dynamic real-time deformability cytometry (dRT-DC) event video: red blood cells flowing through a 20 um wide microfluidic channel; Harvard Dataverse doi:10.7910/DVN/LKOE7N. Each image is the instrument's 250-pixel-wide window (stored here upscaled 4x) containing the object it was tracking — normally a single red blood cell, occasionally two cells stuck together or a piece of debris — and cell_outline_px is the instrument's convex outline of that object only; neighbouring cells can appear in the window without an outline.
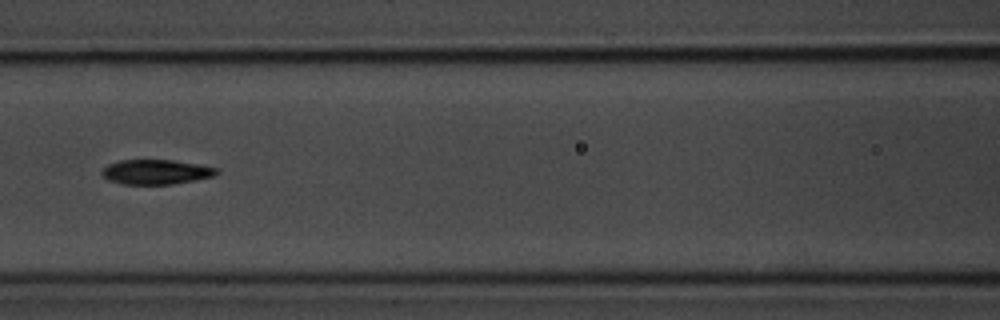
{"species": "common noctule bat (a hibernating species)", "species_latin": "Nyctalus noctula", "temperature_condition": "room temperature", "stored_images_in_passage": 5, "camera_frame_rate_fps": 3000, "um_per_image_px": 0.085, "animal": {"sex": "male", "body_mass_g": 20.1, "forearm_length_mm": 53.5}, "frame": {"image": 1, "passage_image": 5, "time_ms": 5.333, "image_size_px": [1000, 320], "cell_outline_px": [[220, 172], [212, 176], [172, 184], [124, 184], [108, 180], [100, 172], [108, 164], [120, 160], [172, 160], [220, 168]], "centroid_in_image_um": [13.25, 14.61], "position_along_channel_um": 153.3, "area_um2": 16.36}}